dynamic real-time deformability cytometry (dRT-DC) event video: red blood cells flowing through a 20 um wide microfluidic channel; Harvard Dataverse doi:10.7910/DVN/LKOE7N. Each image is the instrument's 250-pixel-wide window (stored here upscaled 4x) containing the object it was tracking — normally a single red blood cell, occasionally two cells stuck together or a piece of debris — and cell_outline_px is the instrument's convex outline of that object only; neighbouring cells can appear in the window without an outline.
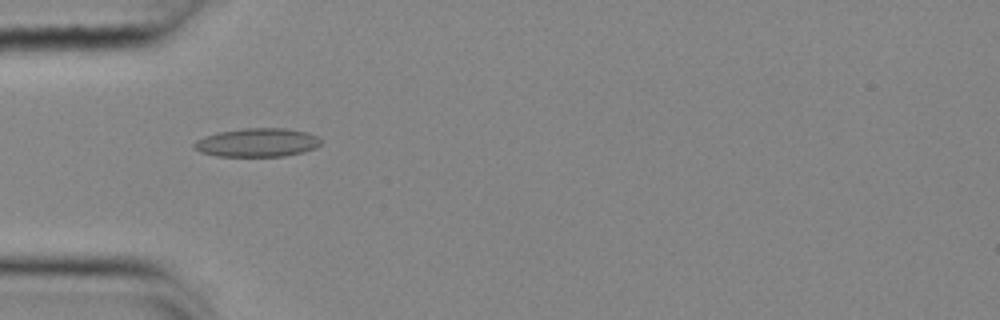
{"species": "common noctule bat (a hibernating species)", "species_latin": "Nyctalus noctula", "temperature_condition": "cold", "stored_images_in_passage": 42, "camera_frame_rate_fps": 3000, "um_per_image_px": 0.085, "animal": {"sex": "female", "body_mass_g": 25.1}, "frame": {"image": 1, "passage_image": 4, "time_ms": 1.0, "image_size_px": [1000, 320], "cell_outline_px": [[320, 144], [316, 148], [304, 152], [284, 156], [216, 156], [200, 152], [192, 148], [192, 144], [196, 140], [204, 136], [220, 132], [244, 128], [284, 128], [308, 132], [316, 136], [320, 140]], "centroid_in_image_um": [21.84, 12.12], "position_along_channel_um": 63.2, "area_um2": 21.21}}
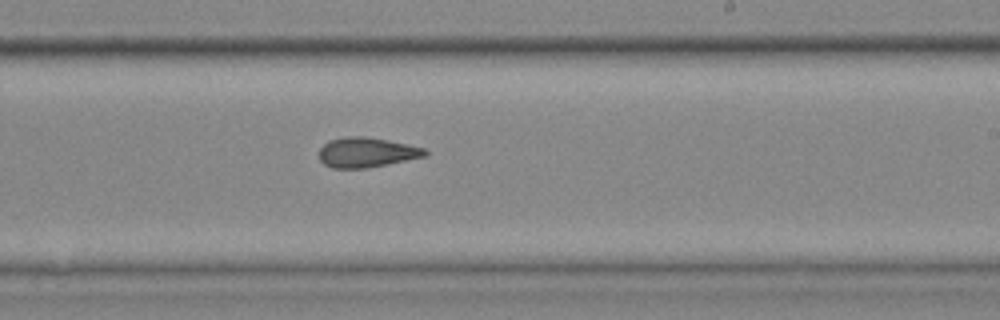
{"frame": {"image": 2, "passage_image": 20, "time_ms": 6.333, "image_size_px": [1000, 320], "cell_outline_px": [[428, 156], [368, 168], [332, 168], [324, 164], [320, 160], [320, 148], [328, 140], [344, 136], [364, 136], [388, 140], [408, 144], [424, 148], [428, 152]], "centroid_in_image_um": [31.17, 12.95], "position_along_channel_um": 257.8, "area_um2": 18.61}}
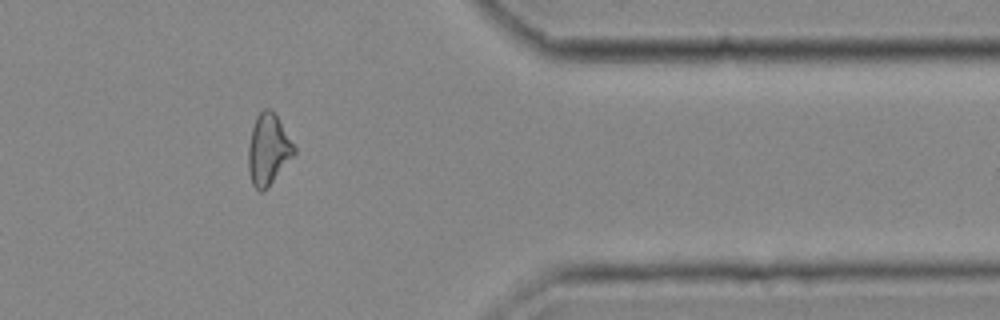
{"frame": {"image": 3, "passage_image": 32, "time_ms": 10.333, "image_size_px": [1000, 320], "cell_outline_px": [[296, 152], [272, 180], [260, 192], [252, 184], [248, 172], [248, 148], [252, 128], [256, 116], [264, 108], [268, 108], [276, 116], [296, 148]], "centroid_in_image_um": [22.77, 12.68], "position_along_channel_um": 388.6, "area_um2": 18.26}, "authors_computed_cell_mechanics": {"area_um2": 18.8428, "velocity_mm_per_s": 3.6852, "shape_relaxation_time_tau1_ms": null, "shape_relaxation_time_tau2_ms": 3.9268, "deformation_change_tau1": null, "deformation_change_tau2": 0.1274}}